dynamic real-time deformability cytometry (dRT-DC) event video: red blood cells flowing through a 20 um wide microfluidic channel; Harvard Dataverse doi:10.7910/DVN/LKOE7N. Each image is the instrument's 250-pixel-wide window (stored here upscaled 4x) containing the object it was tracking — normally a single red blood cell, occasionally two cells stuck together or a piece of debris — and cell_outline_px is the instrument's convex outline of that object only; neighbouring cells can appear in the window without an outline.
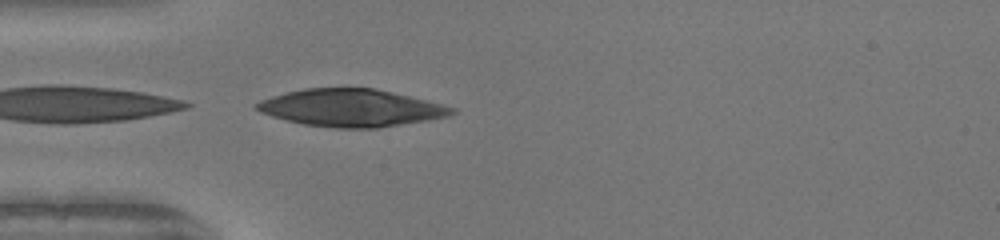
{"species": "human", "species_latin": "Homo sapiens", "temperature_condition": "warm", "stored_images_in_passage": 17, "camera_frame_rate_fps": 3000, "um_per_image_px": 0.085, "donor": {"sex": "female"}, "frame": {"image": 1, "passage_image": 1, "time_ms": 0.0, "image_size_px": [1000, 240], "cell_outline_px": [[456, 112], [448, 116], [428, 120], [376, 128], [336, 128], [304, 124], [284, 120], [260, 112], [252, 108], [252, 104], [260, 100], [272, 96], [304, 88], [372, 88], [392, 92], [456, 108]], "centroid_in_image_um": [29.78, 9.17], "position_along_channel_um": 55.2, "area_um2": 42.31}}
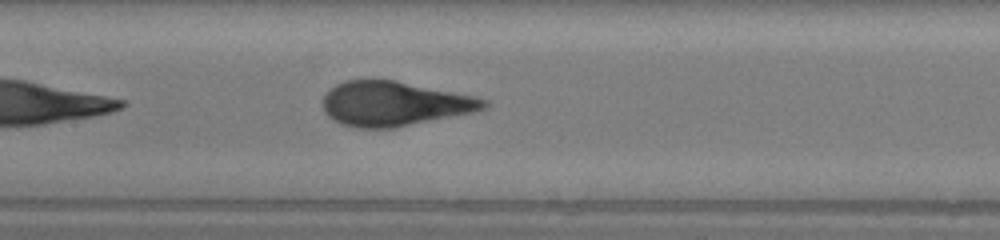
{"frame": {"image": 2, "passage_image": 10, "time_ms": 3.0, "image_size_px": [1000, 240], "cell_outline_px": [[488, 108], [476, 112], [392, 128], [360, 128], [340, 124], [332, 120], [324, 112], [324, 96], [336, 84], [344, 80], [372, 76], [396, 80], [476, 96], [488, 100]], "centroid_in_image_um": [33.52, 8.78], "position_along_channel_um": 173.9, "area_um2": 42.71}}
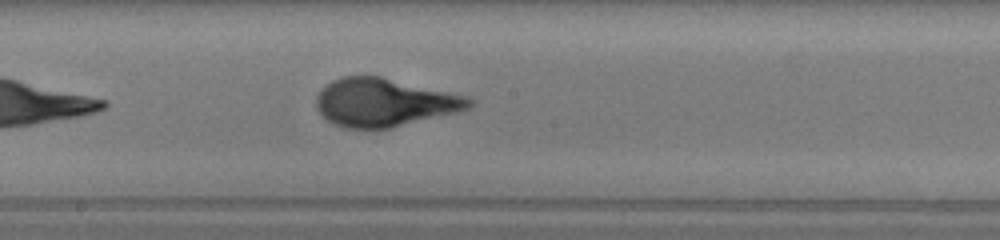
{"frame": {"image": 3, "passage_image": 13, "time_ms": 4.0, "image_size_px": [1000, 240], "cell_outline_px": [[472, 104], [468, 108], [456, 112], [392, 128], [348, 128], [336, 124], [328, 120], [316, 108], [316, 96], [332, 80], [340, 76], [380, 76], [468, 96], [472, 100]], "centroid_in_image_um": [32.67, 8.7], "position_along_channel_um": 215.5, "area_um2": 42.48}}